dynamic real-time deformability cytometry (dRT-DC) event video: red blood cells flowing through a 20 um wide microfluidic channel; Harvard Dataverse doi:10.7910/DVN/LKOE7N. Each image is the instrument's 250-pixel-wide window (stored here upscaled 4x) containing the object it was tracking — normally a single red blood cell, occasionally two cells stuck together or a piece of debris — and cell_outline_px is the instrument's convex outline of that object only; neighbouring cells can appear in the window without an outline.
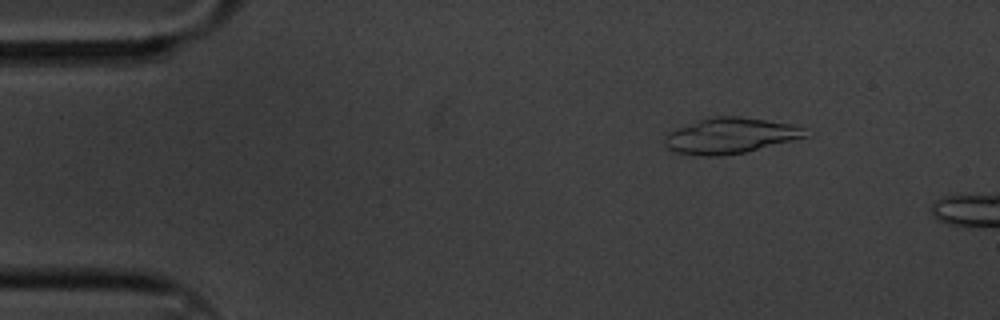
{"species": "common noctule bat (a hibernating species)", "species_latin": "Nyctalus noctula", "temperature_condition": "cold", "stored_images_in_passage": 4, "camera_frame_rate_fps": 3000, "um_per_image_px": 0.085, "animal": {"sex": "male", "body_mass_g": 20.1, "forearm_length_mm": 53.5}, "frame": {"image": 1, "passage_image": 1, "time_ms": 0.0, "image_size_px": [1000, 320], "cell_outline_px": [[812, 136], [744, 152], [720, 156], [700, 156], [676, 152], [668, 148], [664, 144], [664, 140], [668, 132], [700, 120], [716, 116], [736, 116], [792, 124], [804, 128]], "centroid_in_image_um": [62.11, 11.54], "position_along_channel_um": 22.9, "area_um2": 29.02}}